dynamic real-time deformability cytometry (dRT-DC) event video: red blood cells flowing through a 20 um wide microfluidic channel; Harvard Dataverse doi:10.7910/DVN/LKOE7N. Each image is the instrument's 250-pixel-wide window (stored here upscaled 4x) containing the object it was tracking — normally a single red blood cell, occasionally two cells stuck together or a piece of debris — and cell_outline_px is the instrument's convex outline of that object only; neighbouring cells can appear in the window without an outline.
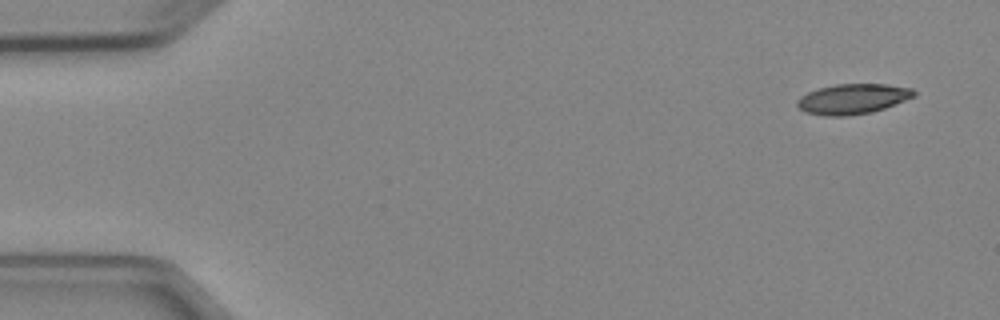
{"species": "Egyptian fruit bat (a non-hibernating species)", "species_latin": "Rousettus aegyptiacus", "temperature_condition": "cold", "stored_images_in_passage": 3, "segment_of_instrument_passage": [2, 2], "camera_frame_rate_fps": 3000, "um_per_image_px": 0.085, "animal": {"sex": "female"}, "frame": {"image": 1, "passage_image": 3, "time_ms": 2.333, "image_size_px": [1000, 320], "cell_outline_px": [[916, 96], [884, 108], [872, 112], [848, 116], [824, 116], [804, 112], [796, 104], [796, 100], [800, 96], [808, 92], [820, 88], [836, 84], [888, 84], [912, 88], [916, 92]], "centroid_in_image_um": [72.48, 8.41], "position_along_channel_um": 12.5, "area_um2": 20.63}}